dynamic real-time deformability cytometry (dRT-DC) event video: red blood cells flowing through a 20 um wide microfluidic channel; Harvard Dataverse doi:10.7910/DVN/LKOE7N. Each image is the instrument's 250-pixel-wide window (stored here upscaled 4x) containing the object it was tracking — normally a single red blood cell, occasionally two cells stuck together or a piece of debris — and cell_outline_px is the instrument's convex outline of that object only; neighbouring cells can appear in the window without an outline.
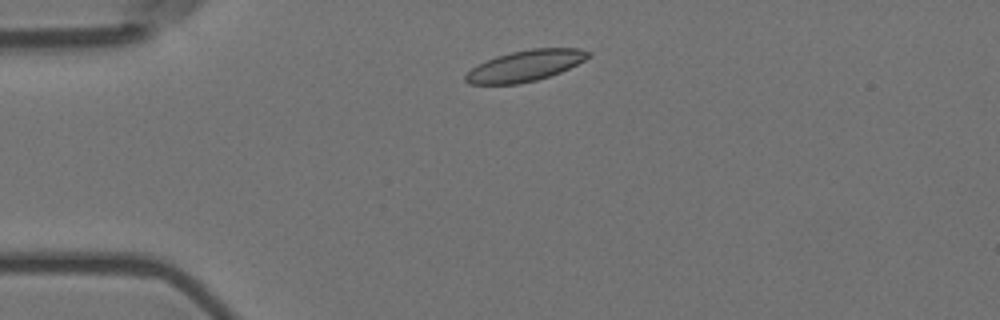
{"species": "Egyptian fruit bat (a non-hibernating species)", "species_latin": "Rousettus aegyptiacus", "temperature_condition": "room temperature", "stored_images_in_passage": 4, "camera_frame_rate_fps": 3000, "um_per_image_px": 0.085, "animal": {"sex": "female"}, "frame": {"image": 1, "passage_image": 2, "time_ms": 0.333, "image_size_px": [1000, 320], "cell_outline_px": [[592, 56], [560, 72], [536, 80], [520, 84], [468, 84], [464, 80], [464, 76], [476, 64], [496, 56], [512, 52], [532, 48], [580, 48], [592, 52]], "centroid_in_image_um": [44.64, 5.58], "position_along_channel_um": 40.4, "area_um2": 22.2}}